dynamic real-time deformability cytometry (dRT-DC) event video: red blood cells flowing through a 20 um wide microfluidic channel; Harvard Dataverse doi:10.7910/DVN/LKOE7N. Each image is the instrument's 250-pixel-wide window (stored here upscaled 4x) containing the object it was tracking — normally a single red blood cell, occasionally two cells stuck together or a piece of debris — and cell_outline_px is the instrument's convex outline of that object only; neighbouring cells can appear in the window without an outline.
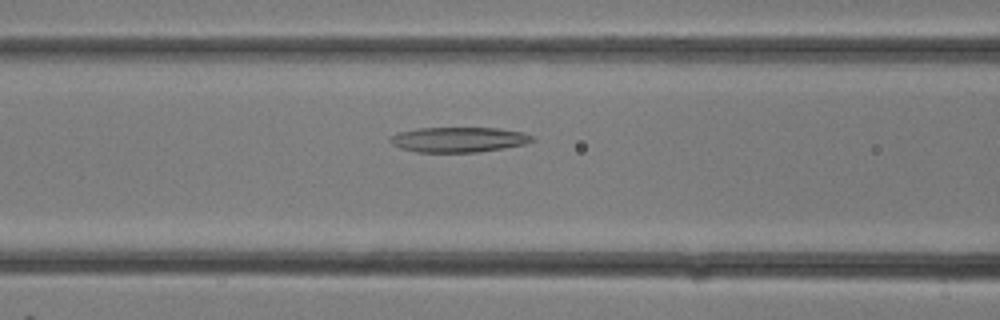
{"species": "common noctule bat (a hibernating species)", "species_latin": "Nyctalus noctula", "temperature_condition": "room temperature", "stored_images_in_passage": 6, "camera_frame_rate_fps": 3000, "um_per_image_px": 0.085, "animal": {"sex": "female"}, "frame": {"image": 1, "passage_image": 4, "time_ms": 1.0, "image_size_px": [1000, 320], "cell_outline_px": [[536, 140], [524, 144], [504, 148], [476, 152], [416, 152], [400, 148], [392, 144], [388, 140], [396, 132], [416, 128], [500, 128], [524, 132], [532, 136]], "centroid_in_image_um": [38.97, 11.86], "position_along_channel_um": 127.6, "area_um2": 20.92}}
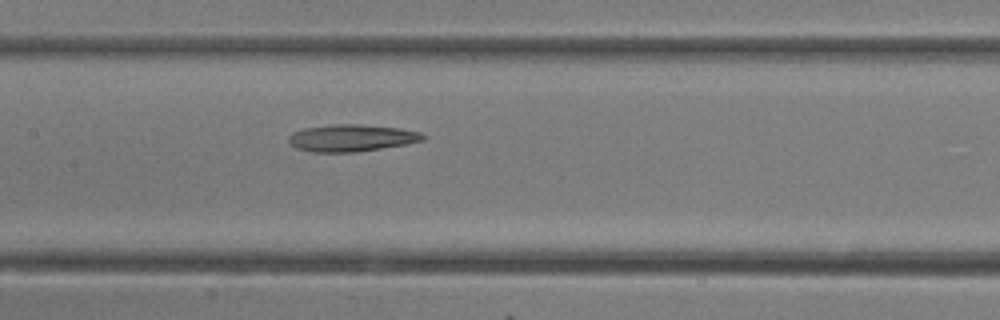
{"frame": {"image": 2, "passage_image": 6, "time_ms": 1.667, "image_size_px": [1000, 320], "cell_outline_px": [[424, 140], [404, 144], [356, 152], [312, 152], [296, 148], [288, 140], [288, 136], [292, 132], [304, 128], [332, 124], [360, 124], [400, 128], [420, 132], [424, 136]], "centroid_in_image_um": [29.84, 11.72], "position_along_channel_um": 177.6, "area_um2": 21.04}}